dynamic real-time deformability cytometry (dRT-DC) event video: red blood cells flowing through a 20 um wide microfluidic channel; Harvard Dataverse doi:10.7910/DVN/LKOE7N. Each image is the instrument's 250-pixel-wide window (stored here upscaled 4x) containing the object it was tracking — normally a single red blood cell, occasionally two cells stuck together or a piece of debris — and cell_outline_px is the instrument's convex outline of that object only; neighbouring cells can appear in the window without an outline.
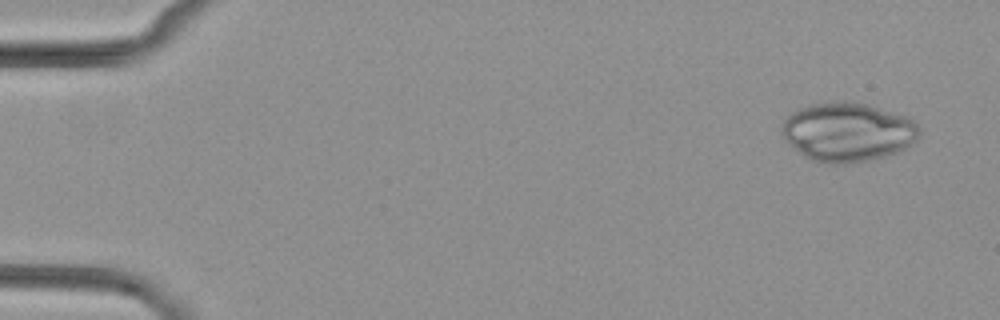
{"species": "common noctule bat (a hibernating species)", "species_latin": "Nyctalus noctula", "temperature_condition": "cold", "stored_images_in_passage": 4, "camera_frame_rate_fps": 3000, "um_per_image_px": 0.085, "animal": {"sex": "female", "body_mass_g": 29.2, "forearm_length_mm": 56.3}, "frame": {"image": 1, "passage_image": 1, "time_ms": 0.0, "image_size_px": [1000, 320], "cell_outline_px": [[920, 136], [912, 144], [896, 152], [864, 160], [844, 164], [832, 164], [812, 160], [804, 156], [788, 144], [784, 140], [780, 132], [780, 128], [784, 120], [792, 112], [808, 104], [844, 100], [868, 104], [908, 116], [920, 128]], "centroid_in_image_um": [72.02, 11.19], "position_along_channel_um": 13.0, "area_um2": 47.45}}